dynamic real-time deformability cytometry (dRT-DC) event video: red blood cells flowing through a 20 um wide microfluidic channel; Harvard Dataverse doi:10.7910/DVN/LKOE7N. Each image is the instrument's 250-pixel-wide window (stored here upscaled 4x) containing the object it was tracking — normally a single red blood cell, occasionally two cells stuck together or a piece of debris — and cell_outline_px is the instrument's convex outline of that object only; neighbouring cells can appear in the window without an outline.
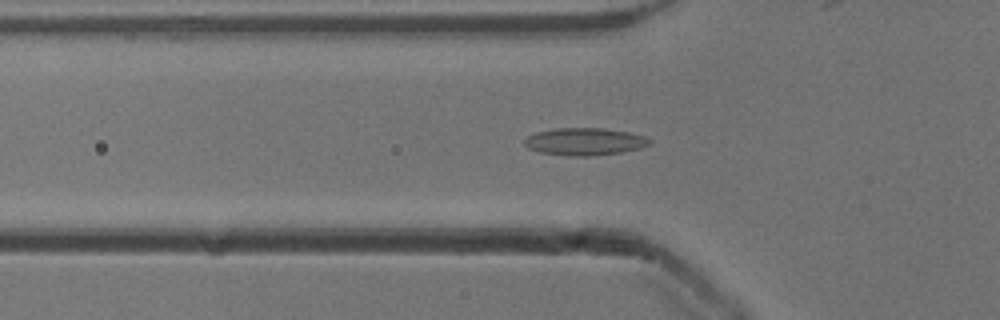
{"species": "common noctule bat (a hibernating species)", "species_latin": "Nyctalus noctula", "temperature_condition": "cold", "stored_images_in_passage": 54, "camera_frame_rate_fps": 3000, "um_per_image_px": 0.085, "animal": {"sex": "male", "body_mass_g": 13.3}, "frame": {"image": 1, "passage_image": 18, "time_ms": 5.667, "image_size_px": [1000, 320], "cell_outline_px": [[652, 140], [648, 144], [640, 148], [620, 152], [592, 156], [568, 156], [540, 152], [528, 148], [524, 144], [524, 140], [528, 136], [536, 132], [556, 128], [604, 128], [628, 132], [644, 136]], "centroid_in_image_um": [49.67, 12.03], "position_along_channel_um": 76.1, "area_um2": 19.88}}
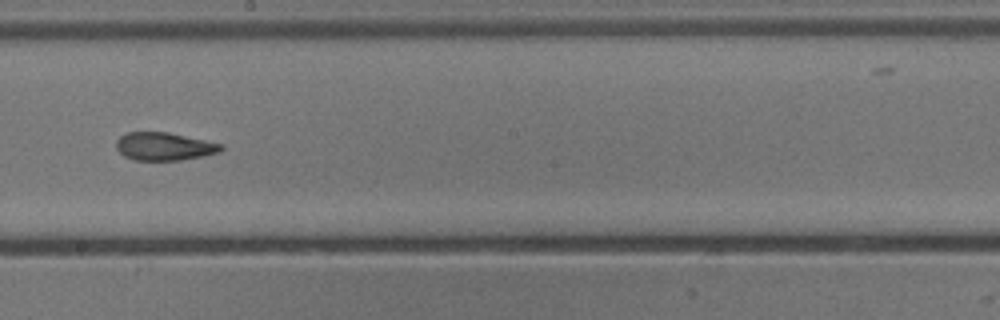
{"frame": {"image": 2, "passage_image": 30, "time_ms": 9.667, "image_size_px": [1000, 320], "cell_outline_px": [[224, 148], [220, 152], [204, 156], [180, 160], [132, 160], [124, 156], [116, 148], [116, 140], [120, 136], [128, 132], [168, 132], [224, 144]], "centroid_in_image_um": [13.97, 12.45], "position_along_channel_um": 234.2, "area_um2": 17.22}}
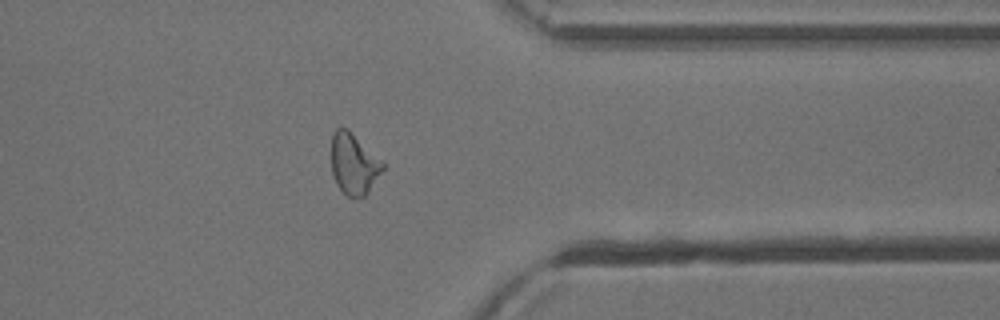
{"frame": {"image": 3, "passage_image": 42, "time_ms": 13.667, "image_size_px": [1000, 320], "cell_outline_px": [[384, 168], [368, 192], [364, 196], [356, 200], [348, 196], [336, 184], [332, 172], [332, 132], [336, 128], [348, 128], [384, 160]], "centroid_in_image_um": [30.1, 13.91], "position_along_channel_um": 381.3, "area_um2": 18.61}, "authors_computed_cell_mechanics": {"area_um2": 18.5827, "velocity_mm_per_s": 3.9244, "shape_relaxation_time_tau1_ms": null, "shape_relaxation_time_tau2_ms": 2.1982, "deformation_change_tau1": null, "deformation_change_tau2": 0.0933}}